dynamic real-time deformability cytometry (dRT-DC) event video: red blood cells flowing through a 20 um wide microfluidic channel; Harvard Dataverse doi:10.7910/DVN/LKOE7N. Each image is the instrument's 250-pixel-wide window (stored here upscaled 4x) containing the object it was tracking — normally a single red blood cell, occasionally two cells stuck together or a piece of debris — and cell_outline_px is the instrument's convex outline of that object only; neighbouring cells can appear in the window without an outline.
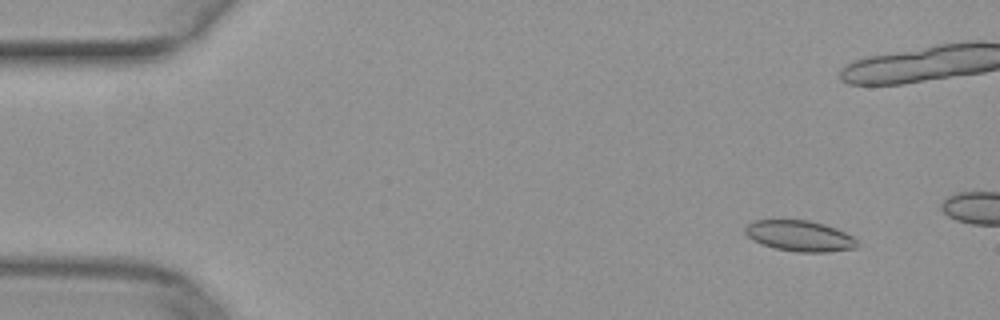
{"species": "common noctule bat (a hibernating species)", "species_latin": "Nyctalus noctula", "temperature_condition": "warm", "stored_images_in_passage": 14, "camera_frame_rate_fps": 3000, "um_per_image_px": 0.085, "animal": {"sex": "female", "body_mass_g": 29.2, "forearm_length_mm": 56.3}, "frame": {"image": 1, "passage_image": 5, "time_ms": 1.333, "image_size_px": [1000, 320], "cell_outline_px": [[860, 244], [856, 248], [828, 252], [800, 252], [776, 248], [760, 244], [752, 240], [744, 232], [744, 228], [748, 224], [756, 220], [808, 220], [824, 224], [836, 228], [852, 236]], "centroid_in_image_um": [67.98, 20.05], "position_along_channel_um": 17.0, "area_um2": 20.11}}